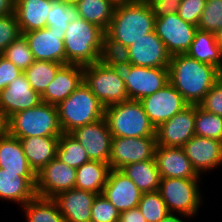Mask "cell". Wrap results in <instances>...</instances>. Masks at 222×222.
Wrapping results in <instances>:
<instances>
[{
  "instance_id": "6da1fadb",
  "label": "cell",
  "mask_w": 222,
  "mask_h": 222,
  "mask_svg": "<svg viewBox=\"0 0 222 222\" xmlns=\"http://www.w3.org/2000/svg\"><path fill=\"white\" fill-rule=\"evenodd\" d=\"M169 82L189 105H198L220 80V70L187 54L171 56Z\"/></svg>"
},
{
  "instance_id": "7a4b0ae2",
  "label": "cell",
  "mask_w": 222,
  "mask_h": 222,
  "mask_svg": "<svg viewBox=\"0 0 222 222\" xmlns=\"http://www.w3.org/2000/svg\"><path fill=\"white\" fill-rule=\"evenodd\" d=\"M155 16L149 3L135 0L115 5L113 17L105 32L111 39L130 47L154 31Z\"/></svg>"
},
{
  "instance_id": "3957f363",
  "label": "cell",
  "mask_w": 222,
  "mask_h": 222,
  "mask_svg": "<svg viewBox=\"0 0 222 222\" xmlns=\"http://www.w3.org/2000/svg\"><path fill=\"white\" fill-rule=\"evenodd\" d=\"M104 31L82 17L71 21L63 38L65 65H90L100 61Z\"/></svg>"
},
{
  "instance_id": "277c9868",
  "label": "cell",
  "mask_w": 222,
  "mask_h": 222,
  "mask_svg": "<svg viewBox=\"0 0 222 222\" xmlns=\"http://www.w3.org/2000/svg\"><path fill=\"white\" fill-rule=\"evenodd\" d=\"M56 107L63 133L104 118L105 108L84 82Z\"/></svg>"
},
{
  "instance_id": "5b68a950",
  "label": "cell",
  "mask_w": 222,
  "mask_h": 222,
  "mask_svg": "<svg viewBox=\"0 0 222 222\" xmlns=\"http://www.w3.org/2000/svg\"><path fill=\"white\" fill-rule=\"evenodd\" d=\"M7 124L8 134L16 138L52 137L63 133L59 124L57 107L44 102L11 115L7 119Z\"/></svg>"
},
{
  "instance_id": "8992f818",
  "label": "cell",
  "mask_w": 222,
  "mask_h": 222,
  "mask_svg": "<svg viewBox=\"0 0 222 222\" xmlns=\"http://www.w3.org/2000/svg\"><path fill=\"white\" fill-rule=\"evenodd\" d=\"M104 118L112 137L155 136V127L150 123L138 100H127L106 107Z\"/></svg>"
},
{
  "instance_id": "52a82bcc",
  "label": "cell",
  "mask_w": 222,
  "mask_h": 222,
  "mask_svg": "<svg viewBox=\"0 0 222 222\" xmlns=\"http://www.w3.org/2000/svg\"><path fill=\"white\" fill-rule=\"evenodd\" d=\"M125 83L129 100H141L169 83L168 68H149L132 65L130 62L118 65H106Z\"/></svg>"
},
{
  "instance_id": "ba28073f",
  "label": "cell",
  "mask_w": 222,
  "mask_h": 222,
  "mask_svg": "<svg viewBox=\"0 0 222 222\" xmlns=\"http://www.w3.org/2000/svg\"><path fill=\"white\" fill-rule=\"evenodd\" d=\"M199 182L200 179L161 178L158 191L168 212L190 217L197 215L203 202Z\"/></svg>"
},
{
  "instance_id": "9c48e42d",
  "label": "cell",
  "mask_w": 222,
  "mask_h": 222,
  "mask_svg": "<svg viewBox=\"0 0 222 222\" xmlns=\"http://www.w3.org/2000/svg\"><path fill=\"white\" fill-rule=\"evenodd\" d=\"M83 82L104 108L129 100L123 80L100 61L83 66Z\"/></svg>"
},
{
  "instance_id": "30bf717a",
  "label": "cell",
  "mask_w": 222,
  "mask_h": 222,
  "mask_svg": "<svg viewBox=\"0 0 222 222\" xmlns=\"http://www.w3.org/2000/svg\"><path fill=\"white\" fill-rule=\"evenodd\" d=\"M157 147L156 136L113 137L109 165L121 169L125 165L154 159Z\"/></svg>"
},
{
  "instance_id": "8fae6325",
  "label": "cell",
  "mask_w": 222,
  "mask_h": 222,
  "mask_svg": "<svg viewBox=\"0 0 222 222\" xmlns=\"http://www.w3.org/2000/svg\"><path fill=\"white\" fill-rule=\"evenodd\" d=\"M154 30L165 44L168 53L173 56L189 51L198 27L185 22L176 13L155 18Z\"/></svg>"
},
{
  "instance_id": "7c38bea8",
  "label": "cell",
  "mask_w": 222,
  "mask_h": 222,
  "mask_svg": "<svg viewBox=\"0 0 222 222\" xmlns=\"http://www.w3.org/2000/svg\"><path fill=\"white\" fill-rule=\"evenodd\" d=\"M139 101L155 129L189 105L170 82Z\"/></svg>"
},
{
  "instance_id": "4fadbf2b",
  "label": "cell",
  "mask_w": 222,
  "mask_h": 222,
  "mask_svg": "<svg viewBox=\"0 0 222 222\" xmlns=\"http://www.w3.org/2000/svg\"><path fill=\"white\" fill-rule=\"evenodd\" d=\"M76 169L55 157L36 174V196L53 198L75 187Z\"/></svg>"
},
{
  "instance_id": "5bb4252c",
  "label": "cell",
  "mask_w": 222,
  "mask_h": 222,
  "mask_svg": "<svg viewBox=\"0 0 222 222\" xmlns=\"http://www.w3.org/2000/svg\"><path fill=\"white\" fill-rule=\"evenodd\" d=\"M69 134L85 148L90 160L109 164L113 137L105 118L78 127Z\"/></svg>"
},
{
  "instance_id": "9a60e30c",
  "label": "cell",
  "mask_w": 222,
  "mask_h": 222,
  "mask_svg": "<svg viewBox=\"0 0 222 222\" xmlns=\"http://www.w3.org/2000/svg\"><path fill=\"white\" fill-rule=\"evenodd\" d=\"M195 105H188L155 129L158 146L183 147L195 135Z\"/></svg>"
},
{
  "instance_id": "2e32d148",
  "label": "cell",
  "mask_w": 222,
  "mask_h": 222,
  "mask_svg": "<svg viewBox=\"0 0 222 222\" xmlns=\"http://www.w3.org/2000/svg\"><path fill=\"white\" fill-rule=\"evenodd\" d=\"M33 54L34 60L51 61L65 65L63 38L65 32L46 27L23 33Z\"/></svg>"
},
{
  "instance_id": "e0dca14e",
  "label": "cell",
  "mask_w": 222,
  "mask_h": 222,
  "mask_svg": "<svg viewBox=\"0 0 222 222\" xmlns=\"http://www.w3.org/2000/svg\"><path fill=\"white\" fill-rule=\"evenodd\" d=\"M102 194L121 213L138 207L142 192L120 169H111Z\"/></svg>"
},
{
  "instance_id": "ac0fdd59",
  "label": "cell",
  "mask_w": 222,
  "mask_h": 222,
  "mask_svg": "<svg viewBox=\"0 0 222 222\" xmlns=\"http://www.w3.org/2000/svg\"><path fill=\"white\" fill-rule=\"evenodd\" d=\"M41 95L31 88L24 73L0 92V111L7 119L20 111L38 106Z\"/></svg>"
},
{
  "instance_id": "d6986e66",
  "label": "cell",
  "mask_w": 222,
  "mask_h": 222,
  "mask_svg": "<svg viewBox=\"0 0 222 222\" xmlns=\"http://www.w3.org/2000/svg\"><path fill=\"white\" fill-rule=\"evenodd\" d=\"M130 63L149 68H168L171 55L155 30L129 47Z\"/></svg>"
},
{
  "instance_id": "ffe728a7",
  "label": "cell",
  "mask_w": 222,
  "mask_h": 222,
  "mask_svg": "<svg viewBox=\"0 0 222 222\" xmlns=\"http://www.w3.org/2000/svg\"><path fill=\"white\" fill-rule=\"evenodd\" d=\"M199 175L222 166V141L194 135L183 146Z\"/></svg>"
},
{
  "instance_id": "44dd1931",
  "label": "cell",
  "mask_w": 222,
  "mask_h": 222,
  "mask_svg": "<svg viewBox=\"0 0 222 222\" xmlns=\"http://www.w3.org/2000/svg\"><path fill=\"white\" fill-rule=\"evenodd\" d=\"M154 159L161 178L201 179L183 147L158 146Z\"/></svg>"
},
{
  "instance_id": "7402d4cb",
  "label": "cell",
  "mask_w": 222,
  "mask_h": 222,
  "mask_svg": "<svg viewBox=\"0 0 222 222\" xmlns=\"http://www.w3.org/2000/svg\"><path fill=\"white\" fill-rule=\"evenodd\" d=\"M35 172H11L0 168V199L20 206L36 196Z\"/></svg>"
},
{
  "instance_id": "603a6c76",
  "label": "cell",
  "mask_w": 222,
  "mask_h": 222,
  "mask_svg": "<svg viewBox=\"0 0 222 222\" xmlns=\"http://www.w3.org/2000/svg\"><path fill=\"white\" fill-rule=\"evenodd\" d=\"M96 196L94 192L73 188L52 199L66 222H91V209Z\"/></svg>"
},
{
  "instance_id": "cb8c5ba5",
  "label": "cell",
  "mask_w": 222,
  "mask_h": 222,
  "mask_svg": "<svg viewBox=\"0 0 222 222\" xmlns=\"http://www.w3.org/2000/svg\"><path fill=\"white\" fill-rule=\"evenodd\" d=\"M83 82V66L77 64L63 65L53 81L41 94L44 103L57 106L69 97Z\"/></svg>"
},
{
  "instance_id": "d4e9b609",
  "label": "cell",
  "mask_w": 222,
  "mask_h": 222,
  "mask_svg": "<svg viewBox=\"0 0 222 222\" xmlns=\"http://www.w3.org/2000/svg\"><path fill=\"white\" fill-rule=\"evenodd\" d=\"M54 0H15V13L21 33L47 27Z\"/></svg>"
},
{
  "instance_id": "484cf974",
  "label": "cell",
  "mask_w": 222,
  "mask_h": 222,
  "mask_svg": "<svg viewBox=\"0 0 222 222\" xmlns=\"http://www.w3.org/2000/svg\"><path fill=\"white\" fill-rule=\"evenodd\" d=\"M60 136L19 138L30 168L37 174L57 155Z\"/></svg>"
},
{
  "instance_id": "4316f807",
  "label": "cell",
  "mask_w": 222,
  "mask_h": 222,
  "mask_svg": "<svg viewBox=\"0 0 222 222\" xmlns=\"http://www.w3.org/2000/svg\"><path fill=\"white\" fill-rule=\"evenodd\" d=\"M111 168L108 163L90 160L76 169V189L101 194Z\"/></svg>"
},
{
  "instance_id": "83f0119b",
  "label": "cell",
  "mask_w": 222,
  "mask_h": 222,
  "mask_svg": "<svg viewBox=\"0 0 222 222\" xmlns=\"http://www.w3.org/2000/svg\"><path fill=\"white\" fill-rule=\"evenodd\" d=\"M186 54L199 62L213 65L222 71V52L216 43L214 33L198 29Z\"/></svg>"
},
{
  "instance_id": "f1b7e54d",
  "label": "cell",
  "mask_w": 222,
  "mask_h": 222,
  "mask_svg": "<svg viewBox=\"0 0 222 222\" xmlns=\"http://www.w3.org/2000/svg\"><path fill=\"white\" fill-rule=\"evenodd\" d=\"M142 193L158 191L161 181L155 159L125 165L120 169Z\"/></svg>"
},
{
  "instance_id": "f546056e",
  "label": "cell",
  "mask_w": 222,
  "mask_h": 222,
  "mask_svg": "<svg viewBox=\"0 0 222 222\" xmlns=\"http://www.w3.org/2000/svg\"><path fill=\"white\" fill-rule=\"evenodd\" d=\"M0 168L11 172H34L28 164L19 138L8 133L0 138Z\"/></svg>"
},
{
  "instance_id": "4dcf8cb0",
  "label": "cell",
  "mask_w": 222,
  "mask_h": 222,
  "mask_svg": "<svg viewBox=\"0 0 222 222\" xmlns=\"http://www.w3.org/2000/svg\"><path fill=\"white\" fill-rule=\"evenodd\" d=\"M75 5L80 17L107 31L116 4L111 0H78Z\"/></svg>"
},
{
  "instance_id": "1f68e13d",
  "label": "cell",
  "mask_w": 222,
  "mask_h": 222,
  "mask_svg": "<svg viewBox=\"0 0 222 222\" xmlns=\"http://www.w3.org/2000/svg\"><path fill=\"white\" fill-rule=\"evenodd\" d=\"M22 207L27 222H66L52 198L35 196Z\"/></svg>"
},
{
  "instance_id": "d6a6232c",
  "label": "cell",
  "mask_w": 222,
  "mask_h": 222,
  "mask_svg": "<svg viewBox=\"0 0 222 222\" xmlns=\"http://www.w3.org/2000/svg\"><path fill=\"white\" fill-rule=\"evenodd\" d=\"M62 66L63 64L57 62L34 60L33 64L23 73L31 88L41 95Z\"/></svg>"
},
{
  "instance_id": "836d02e7",
  "label": "cell",
  "mask_w": 222,
  "mask_h": 222,
  "mask_svg": "<svg viewBox=\"0 0 222 222\" xmlns=\"http://www.w3.org/2000/svg\"><path fill=\"white\" fill-rule=\"evenodd\" d=\"M56 157L75 169L90 161L85 148L69 133L60 135Z\"/></svg>"
},
{
  "instance_id": "e575fe53",
  "label": "cell",
  "mask_w": 222,
  "mask_h": 222,
  "mask_svg": "<svg viewBox=\"0 0 222 222\" xmlns=\"http://www.w3.org/2000/svg\"><path fill=\"white\" fill-rule=\"evenodd\" d=\"M195 135L222 141V116L195 105Z\"/></svg>"
},
{
  "instance_id": "d590c367",
  "label": "cell",
  "mask_w": 222,
  "mask_h": 222,
  "mask_svg": "<svg viewBox=\"0 0 222 222\" xmlns=\"http://www.w3.org/2000/svg\"><path fill=\"white\" fill-rule=\"evenodd\" d=\"M1 55L10 60L22 72L27 70L34 62L28 41L23 34L16 38Z\"/></svg>"
},
{
  "instance_id": "8d00e7d4",
  "label": "cell",
  "mask_w": 222,
  "mask_h": 222,
  "mask_svg": "<svg viewBox=\"0 0 222 222\" xmlns=\"http://www.w3.org/2000/svg\"><path fill=\"white\" fill-rule=\"evenodd\" d=\"M80 18L76 5H70L54 0L52 9L47 17V26L54 30L65 32L71 21Z\"/></svg>"
},
{
  "instance_id": "74e56055",
  "label": "cell",
  "mask_w": 222,
  "mask_h": 222,
  "mask_svg": "<svg viewBox=\"0 0 222 222\" xmlns=\"http://www.w3.org/2000/svg\"><path fill=\"white\" fill-rule=\"evenodd\" d=\"M138 208L147 222H160L169 214L159 191L142 193Z\"/></svg>"
},
{
  "instance_id": "f35d334b",
  "label": "cell",
  "mask_w": 222,
  "mask_h": 222,
  "mask_svg": "<svg viewBox=\"0 0 222 222\" xmlns=\"http://www.w3.org/2000/svg\"><path fill=\"white\" fill-rule=\"evenodd\" d=\"M100 62L104 65H118L130 62L129 47L111 39L106 33H104Z\"/></svg>"
},
{
  "instance_id": "ab89813d",
  "label": "cell",
  "mask_w": 222,
  "mask_h": 222,
  "mask_svg": "<svg viewBox=\"0 0 222 222\" xmlns=\"http://www.w3.org/2000/svg\"><path fill=\"white\" fill-rule=\"evenodd\" d=\"M198 29L215 33L222 27V0H206Z\"/></svg>"
},
{
  "instance_id": "60d3db41",
  "label": "cell",
  "mask_w": 222,
  "mask_h": 222,
  "mask_svg": "<svg viewBox=\"0 0 222 222\" xmlns=\"http://www.w3.org/2000/svg\"><path fill=\"white\" fill-rule=\"evenodd\" d=\"M120 212L101 193L97 194L91 209V222H118Z\"/></svg>"
},
{
  "instance_id": "b9f144b4",
  "label": "cell",
  "mask_w": 222,
  "mask_h": 222,
  "mask_svg": "<svg viewBox=\"0 0 222 222\" xmlns=\"http://www.w3.org/2000/svg\"><path fill=\"white\" fill-rule=\"evenodd\" d=\"M21 34L16 13L0 16V54Z\"/></svg>"
},
{
  "instance_id": "7bdbcfd3",
  "label": "cell",
  "mask_w": 222,
  "mask_h": 222,
  "mask_svg": "<svg viewBox=\"0 0 222 222\" xmlns=\"http://www.w3.org/2000/svg\"><path fill=\"white\" fill-rule=\"evenodd\" d=\"M206 0H180L178 15L185 22L198 26Z\"/></svg>"
},
{
  "instance_id": "ee69618b",
  "label": "cell",
  "mask_w": 222,
  "mask_h": 222,
  "mask_svg": "<svg viewBox=\"0 0 222 222\" xmlns=\"http://www.w3.org/2000/svg\"><path fill=\"white\" fill-rule=\"evenodd\" d=\"M203 110L222 116V81L219 80L198 104Z\"/></svg>"
},
{
  "instance_id": "f6af8a7d",
  "label": "cell",
  "mask_w": 222,
  "mask_h": 222,
  "mask_svg": "<svg viewBox=\"0 0 222 222\" xmlns=\"http://www.w3.org/2000/svg\"><path fill=\"white\" fill-rule=\"evenodd\" d=\"M23 72L0 54V92Z\"/></svg>"
},
{
  "instance_id": "bcb514c9",
  "label": "cell",
  "mask_w": 222,
  "mask_h": 222,
  "mask_svg": "<svg viewBox=\"0 0 222 222\" xmlns=\"http://www.w3.org/2000/svg\"><path fill=\"white\" fill-rule=\"evenodd\" d=\"M180 0H152L149 5L155 18L178 13Z\"/></svg>"
},
{
  "instance_id": "7dc6e473",
  "label": "cell",
  "mask_w": 222,
  "mask_h": 222,
  "mask_svg": "<svg viewBox=\"0 0 222 222\" xmlns=\"http://www.w3.org/2000/svg\"><path fill=\"white\" fill-rule=\"evenodd\" d=\"M119 222H147L138 207L120 213Z\"/></svg>"
},
{
  "instance_id": "c3c4849f",
  "label": "cell",
  "mask_w": 222,
  "mask_h": 222,
  "mask_svg": "<svg viewBox=\"0 0 222 222\" xmlns=\"http://www.w3.org/2000/svg\"><path fill=\"white\" fill-rule=\"evenodd\" d=\"M15 13V0H0V16Z\"/></svg>"
},
{
  "instance_id": "681fc988",
  "label": "cell",
  "mask_w": 222,
  "mask_h": 222,
  "mask_svg": "<svg viewBox=\"0 0 222 222\" xmlns=\"http://www.w3.org/2000/svg\"><path fill=\"white\" fill-rule=\"evenodd\" d=\"M181 216L182 217L184 216V218L186 217L187 219L191 218L190 216L187 215L178 214V216H176V214L169 213L160 222H186L185 220H183V218L181 219Z\"/></svg>"
},
{
  "instance_id": "f907efd6",
  "label": "cell",
  "mask_w": 222,
  "mask_h": 222,
  "mask_svg": "<svg viewBox=\"0 0 222 222\" xmlns=\"http://www.w3.org/2000/svg\"><path fill=\"white\" fill-rule=\"evenodd\" d=\"M8 133L7 117L0 111V138Z\"/></svg>"
},
{
  "instance_id": "816d5d0a",
  "label": "cell",
  "mask_w": 222,
  "mask_h": 222,
  "mask_svg": "<svg viewBox=\"0 0 222 222\" xmlns=\"http://www.w3.org/2000/svg\"><path fill=\"white\" fill-rule=\"evenodd\" d=\"M214 36H215L216 43H217V45L220 47V50H221V52H222V27L219 28V29L214 33Z\"/></svg>"
},
{
  "instance_id": "f5cc1de1",
  "label": "cell",
  "mask_w": 222,
  "mask_h": 222,
  "mask_svg": "<svg viewBox=\"0 0 222 222\" xmlns=\"http://www.w3.org/2000/svg\"><path fill=\"white\" fill-rule=\"evenodd\" d=\"M114 4H124V3H130L132 1H135V0H111Z\"/></svg>"
},
{
  "instance_id": "db71d44e",
  "label": "cell",
  "mask_w": 222,
  "mask_h": 222,
  "mask_svg": "<svg viewBox=\"0 0 222 222\" xmlns=\"http://www.w3.org/2000/svg\"><path fill=\"white\" fill-rule=\"evenodd\" d=\"M56 1L63 2V3H66V4H70V5H75L78 0H56Z\"/></svg>"
},
{
  "instance_id": "11a10c76",
  "label": "cell",
  "mask_w": 222,
  "mask_h": 222,
  "mask_svg": "<svg viewBox=\"0 0 222 222\" xmlns=\"http://www.w3.org/2000/svg\"><path fill=\"white\" fill-rule=\"evenodd\" d=\"M143 2H146V3H150L152 0H141Z\"/></svg>"
},
{
  "instance_id": "9f6ffc18",
  "label": "cell",
  "mask_w": 222,
  "mask_h": 222,
  "mask_svg": "<svg viewBox=\"0 0 222 222\" xmlns=\"http://www.w3.org/2000/svg\"><path fill=\"white\" fill-rule=\"evenodd\" d=\"M220 80L222 81V71L220 72Z\"/></svg>"
}]
</instances>
